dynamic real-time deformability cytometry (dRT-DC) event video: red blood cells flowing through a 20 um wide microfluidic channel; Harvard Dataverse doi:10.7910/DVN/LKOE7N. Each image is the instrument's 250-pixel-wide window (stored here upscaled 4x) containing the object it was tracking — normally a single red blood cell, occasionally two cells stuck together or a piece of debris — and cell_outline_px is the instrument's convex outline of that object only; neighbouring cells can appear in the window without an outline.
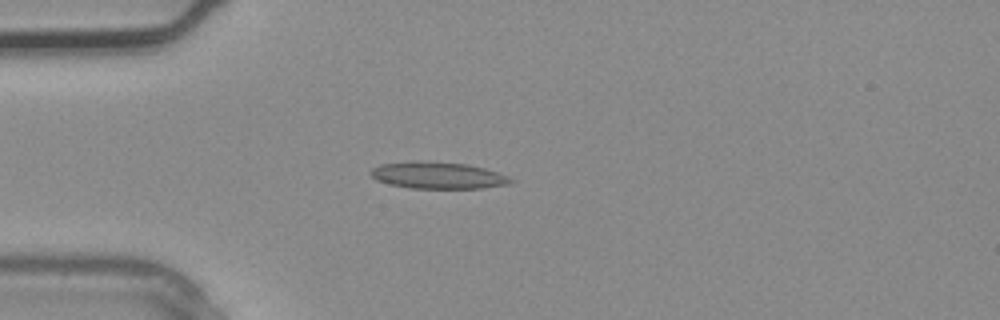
{"species": "common noctule bat (a hibernating species)", "species_latin": "Nyctalus noctula", "temperature_condition": "warm", "stored_images_in_passage": 3, "camera_frame_rate_fps": 3000, "um_per_image_px": 0.085, "animal": {"sex": "male", "body_mass_g": 20.4}, "frame": {"image": 1, "passage_image": 3, "time_ms": 0.667, "image_size_px": [1000, 320], "cell_outline_px": [[516, 180], [512, 184], [480, 188], [412, 188], [388, 184], [376, 180], [368, 172], [372, 168], [380, 164], [416, 160], [424, 160], [468, 164], [484, 168], [508, 176]], "centroid_in_image_um": [37.21, 14.89], "position_along_channel_um": 47.8, "area_um2": 22.14}}